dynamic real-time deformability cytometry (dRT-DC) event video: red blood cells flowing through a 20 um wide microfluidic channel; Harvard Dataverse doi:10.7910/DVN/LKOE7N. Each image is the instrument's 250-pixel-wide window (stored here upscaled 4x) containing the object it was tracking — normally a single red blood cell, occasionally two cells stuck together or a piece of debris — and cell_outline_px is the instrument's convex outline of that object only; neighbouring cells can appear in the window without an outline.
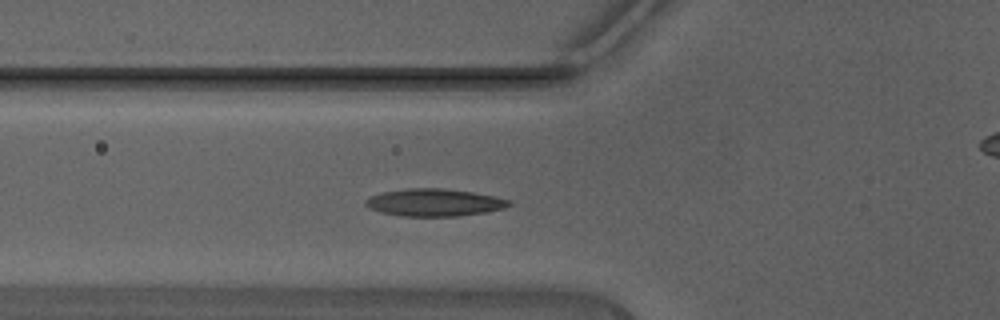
{"species": "Egyptian fruit bat (a non-hibernating species)", "species_latin": "Rousettus aegyptiacus", "temperature_condition": "warm", "stored_images_in_passage": 34, "camera_frame_rate_fps": 3000, "um_per_image_px": 0.085, "animal": {"sex": "male"}, "frame": {"image": 1, "passage_image": 4, "time_ms": 1.0, "image_size_px": [1000, 320], "cell_outline_px": [[512, 204], [504, 208], [484, 212], [456, 216], [400, 216], [380, 212], [364, 204], [364, 200], [380, 192], [408, 188], [444, 188], [472, 192], [496, 196], [512, 200]], "centroid_in_image_um": [36.93, 17.2], "position_along_channel_um": 88.9, "area_um2": 22.95}}
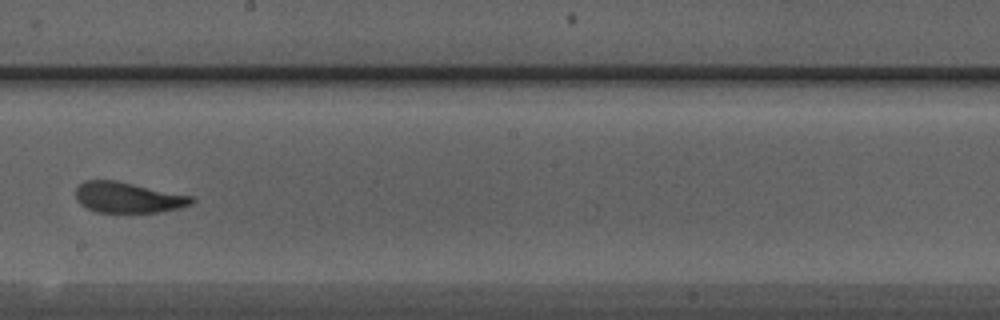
{"frame": {"image": 2, "passage_image": 14, "time_ms": 4.333, "image_size_px": [1000, 320], "cell_outline_px": [[196, 200], [192, 204], [160, 212], [96, 212], [80, 204], [76, 200], [76, 188], [84, 180], [116, 180], [192, 196]], "centroid_in_image_um": [10.86, 16.78], "position_along_channel_um": 237.3, "area_um2": 20.63}}
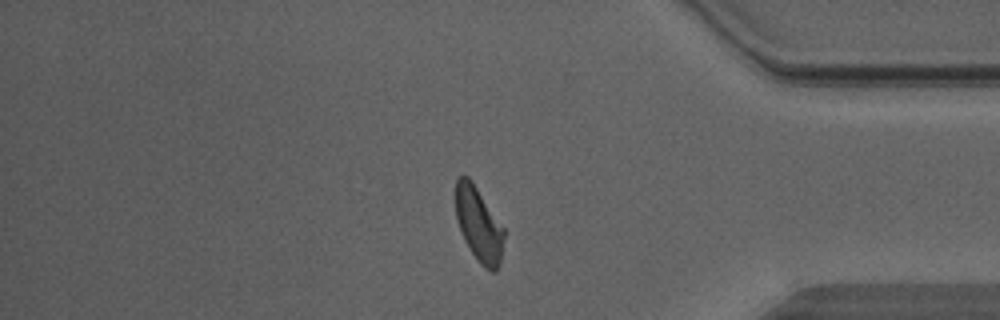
{"frame": {"image": 3, "passage_image": 26, "time_ms": 8.333, "image_size_px": [1000, 320], "cell_outline_px": [[504, 236], [500, 264], [496, 272], [492, 272], [480, 264], [464, 240], [456, 220], [456, 180], [460, 176], [468, 176], [472, 180], [504, 228]], "centroid_in_image_um": [40.69, 19.08], "position_along_channel_um": 394.5, "area_um2": 20.87}, "authors_computed_cell_mechanics": {"area_um2": 21.9062, "velocity_mm_per_s": 4.4502, "shape_relaxation_time_tau1_ms": 2.9797, "shape_relaxation_time_tau2_ms": 1.5387, "deformation_change_tau1": 0.1279, "deformation_change_tau2": 0.0771}}